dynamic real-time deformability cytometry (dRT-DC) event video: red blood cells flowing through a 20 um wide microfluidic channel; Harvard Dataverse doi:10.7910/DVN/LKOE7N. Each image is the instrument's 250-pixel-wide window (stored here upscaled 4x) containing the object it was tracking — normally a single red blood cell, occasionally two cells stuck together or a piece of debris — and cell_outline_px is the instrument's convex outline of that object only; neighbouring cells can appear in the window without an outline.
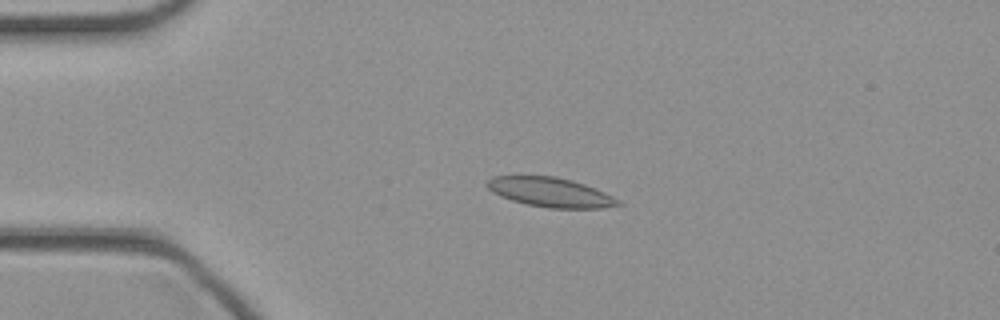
{"species": "common noctule bat (a hibernating species)", "species_latin": "Nyctalus noctula", "temperature_condition": "cold", "stored_images_in_passage": 36, "camera_frame_rate_fps": 3000, "um_per_image_px": 0.085, "animal": {"sex": "female", "body_mass_g": 21.9}, "frame": {"image": 1, "passage_image": 1, "time_ms": 0.0, "image_size_px": [1000, 320], "cell_outline_px": [[624, 204], [604, 208], [548, 208], [528, 204], [512, 200], [500, 196], [492, 192], [484, 184], [484, 180], [492, 176], [556, 176], [572, 180], [584, 184], [604, 192], [620, 200]], "centroid_in_image_um": [46.76, 16.33], "position_along_channel_um": 38.2, "area_um2": 22.6}}
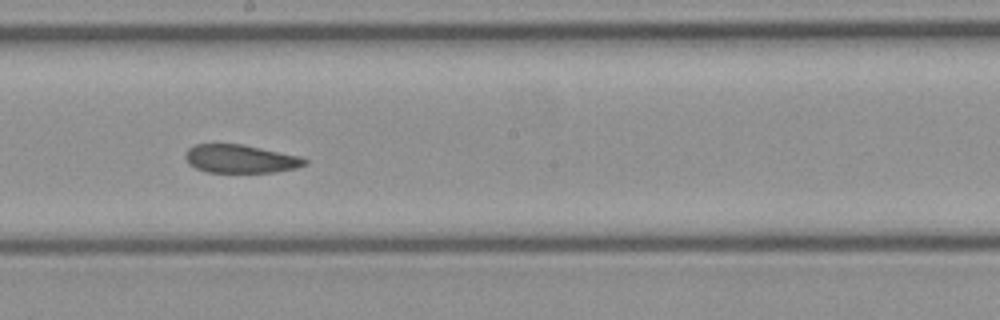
{"frame": {"image": 2, "passage_image": 16, "time_ms": 5.0, "image_size_px": [1000, 320], "cell_outline_px": [[308, 164], [296, 168], [276, 172], [204, 172], [188, 164], [184, 156], [184, 152], [188, 148], [196, 144], [244, 144], [304, 156], [308, 160]], "centroid_in_image_um": [20.48, 13.49], "position_along_channel_um": 227.7, "area_um2": 20.17}}
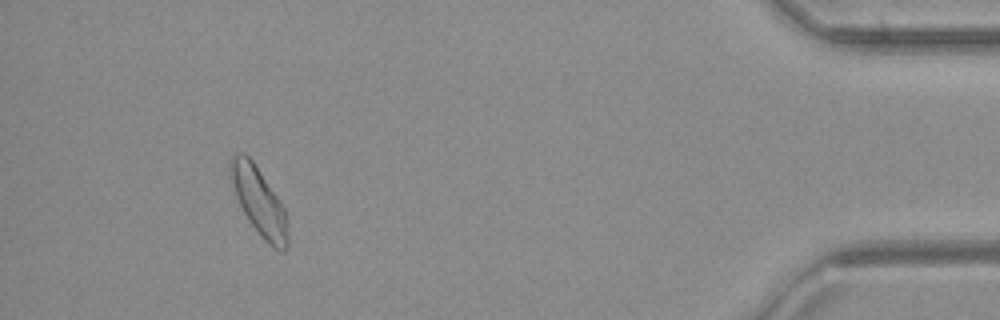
{"frame": {"image": 3, "passage_image": 33, "time_ms": 10.667, "image_size_px": [1000, 320], "cell_outline_px": [[288, 248], [284, 252], [280, 252], [272, 248], [264, 240], [248, 220], [236, 196], [228, 176], [228, 164], [232, 152], [244, 152], [252, 160], [280, 200], [284, 208], [288, 224]], "centroid_in_image_um": [22.0, 17.11], "position_along_channel_um": 413.2, "area_um2": 23.12}}